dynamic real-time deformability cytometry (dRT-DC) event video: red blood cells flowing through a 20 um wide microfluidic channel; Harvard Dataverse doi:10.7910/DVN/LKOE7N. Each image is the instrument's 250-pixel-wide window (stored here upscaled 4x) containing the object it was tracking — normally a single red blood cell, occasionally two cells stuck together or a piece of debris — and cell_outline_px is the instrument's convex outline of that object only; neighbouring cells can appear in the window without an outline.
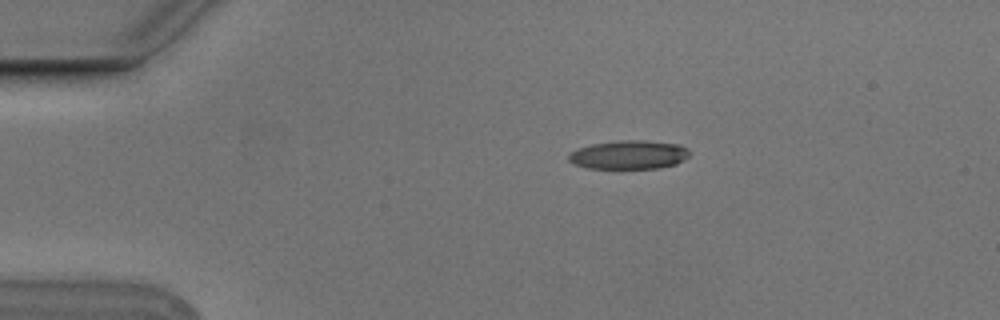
{"species": "Egyptian fruit bat (a non-hibernating species)", "species_latin": "Rousettus aegyptiacus", "temperature_condition": "cold", "stored_images_in_passage": 8, "camera_frame_rate_fps": 3000, "um_per_image_px": 0.085, "animal": {"sex": "male"}, "frame": {"image": 1, "passage_image": 3, "time_ms": 0.667, "image_size_px": [1000, 320], "cell_outline_px": [[688, 156], [684, 160], [676, 164], [660, 168], [588, 168], [572, 164], [568, 160], [568, 156], [572, 152], [580, 148], [592, 144], [628, 140], [644, 140], [680, 144], [688, 148]], "centroid_in_image_um": [53.49, 13.16], "position_along_channel_um": 31.5, "area_um2": 20.11}}
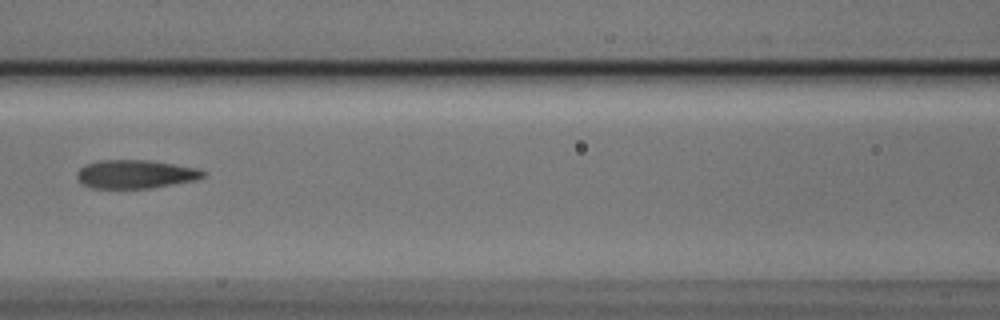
{"frame": {"image": 2, "passage_image": 7, "time_ms": 2.0, "image_size_px": [1000, 320], "cell_outline_px": [[204, 176], [196, 180], [152, 188], [92, 188], [80, 184], [76, 176], [76, 172], [84, 164], [100, 160], [148, 160], [196, 168], [204, 172]], "centroid_in_image_um": [11.44, 14.81], "position_along_channel_um": 155.2, "area_um2": 20.98}}
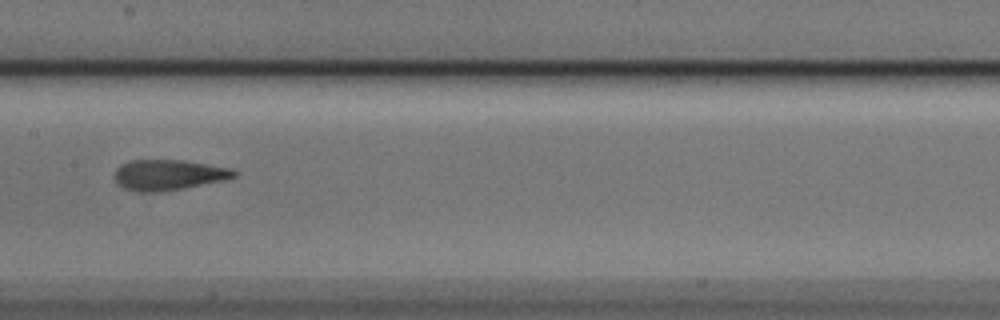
{"frame": {"image": 3, "passage_image": 8, "time_ms": 2.333, "image_size_px": [1000, 320], "cell_outline_px": [[240, 172], [236, 176], [224, 180], [184, 188], [160, 192], [132, 192], [116, 184], [112, 176], [116, 168], [120, 164], [128, 160], [184, 160], [232, 168]], "centroid_in_image_um": [14.27, 14.87], "position_along_channel_um": 193.1, "area_um2": 21.79}}